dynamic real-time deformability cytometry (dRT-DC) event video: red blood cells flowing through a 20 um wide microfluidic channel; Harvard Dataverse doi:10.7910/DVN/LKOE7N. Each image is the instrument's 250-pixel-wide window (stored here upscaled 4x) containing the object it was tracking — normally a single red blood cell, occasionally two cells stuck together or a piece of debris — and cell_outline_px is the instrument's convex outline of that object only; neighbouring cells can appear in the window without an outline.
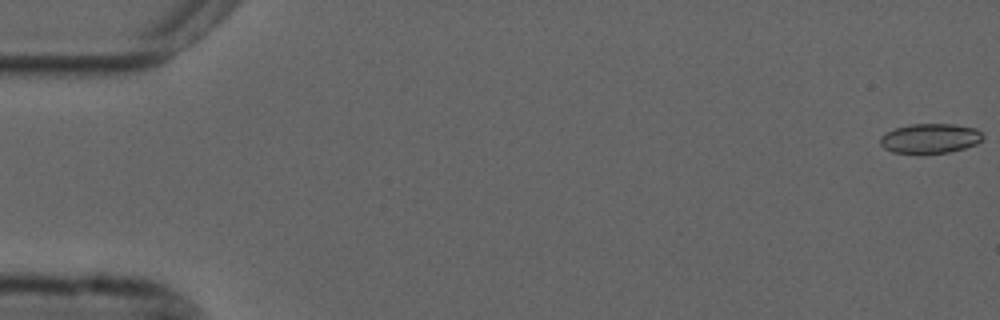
{"species": "common noctule bat (a hibernating species)", "species_latin": "Nyctalus noctula", "temperature_condition": "cold", "stored_images_in_passage": 56, "camera_frame_rate_fps": 3000, "um_per_image_px": 0.085, "animal": {"sex": "male", "forearm_length_mm": 52.5}, "frame": {"image": 1, "passage_image": 1, "time_ms": 0.0, "image_size_px": [1000, 320], "cell_outline_px": [[984, 140], [976, 144], [964, 148], [948, 152], [920, 156], [892, 152], [884, 148], [880, 144], [880, 136], [896, 128], [912, 124], [956, 124], [976, 128], [984, 136]], "centroid_in_image_um": [79.06, 11.8], "position_along_channel_um": 5.9, "area_um2": 18.32}}
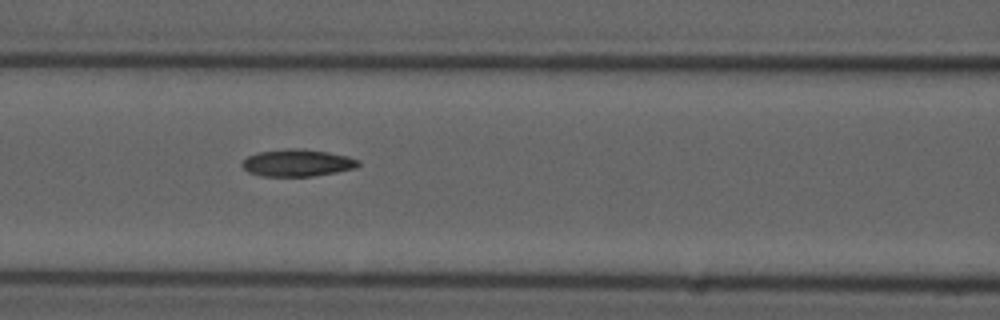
{"frame": {"image": 2, "passage_image": 24, "time_ms": 7.667, "image_size_px": [1000, 320], "cell_outline_px": [[360, 164], [356, 168], [336, 172], [312, 176], [260, 176], [248, 172], [240, 164], [248, 156], [260, 152], [284, 148], [300, 148], [328, 152], [348, 156], [360, 160]], "centroid_in_image_um": [25.28, 13.84], "position_along_channel_um": 141.3, "area_um2": 18.44}}
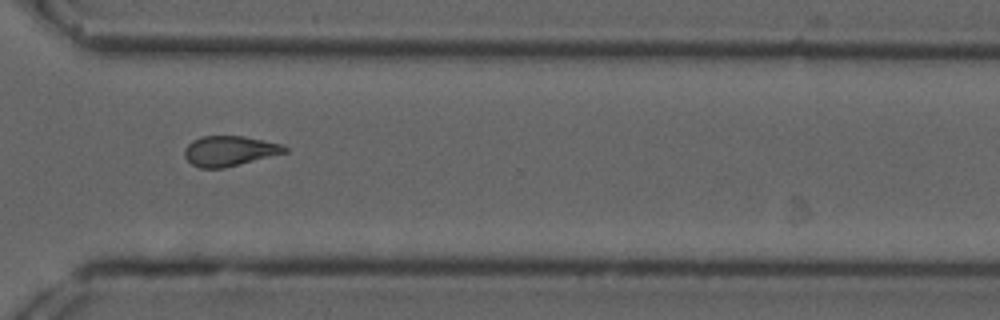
{"frame": {"image": 3, "passage_image": 41, "time_ms": 13.333, "image_size_px": [1000, 320], "cell_outline_px": [[288, 152], [224, 168], [200, 168], [192, 164], [184, 156], [184, 148], [192, 140], [200, 136], [244, 136], [284, 144], [288, 148]], "centroid_in_image_um": [19.52, 12.82], "position_along_channel_um": 351.1, "area_um2": 17.74}, "authors_computed_cell_mechanics": {"area_um2": 18.2648, "velocity_mm_per_s": 3.7101, "shape_relaxation_time_tau1_ms": 10.9496, "shape_relaxation_time_tau2_ms": 5.0646, "deformation_change_tau1": 0.232, "deformation_change_tau2": 0.1325}}